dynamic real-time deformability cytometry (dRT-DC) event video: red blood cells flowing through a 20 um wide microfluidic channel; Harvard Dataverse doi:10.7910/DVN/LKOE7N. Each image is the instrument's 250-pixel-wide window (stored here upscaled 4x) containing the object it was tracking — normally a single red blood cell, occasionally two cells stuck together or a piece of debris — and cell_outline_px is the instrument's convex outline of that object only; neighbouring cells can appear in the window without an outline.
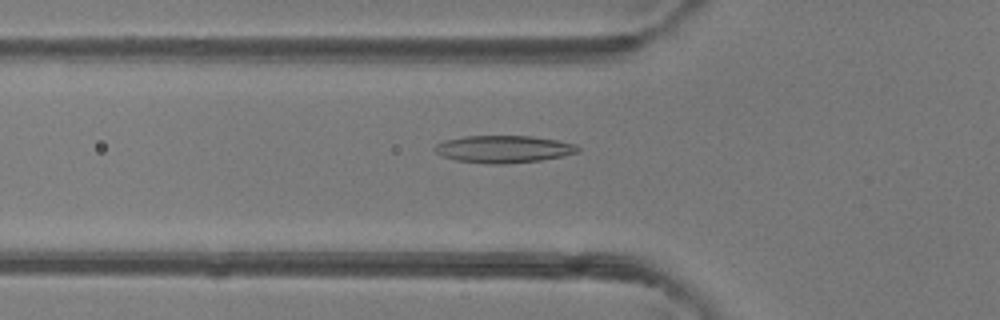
{"species": "common noctule bat (a hibernating species)", "species_latin": "Nyctalus noctula", "temperature_condition": "room temperature", "stored_images_in_passage": 48, "camera_frame_rate_fps": 3000, "um_per_image_px": 0.085, "animal": {"sex": "female"}, "frame": {"image": 1, "passage_image": 17, "time_ms": 5.333, "image_size_px": [1000, 320], "cell_outline_px": [[580, 152], [540, 160], [504, 164], [488, 164], [456, 160], [440, 156], [432, 148], [436, 144], [444, 140], [464, 136], [532, 136], [556, 140], [576, 144], [580, 148]], "centroid_in_image_um": [42.77, 12.67], "position_along_channel_um": 83.0, "area_um2": 22.83}}
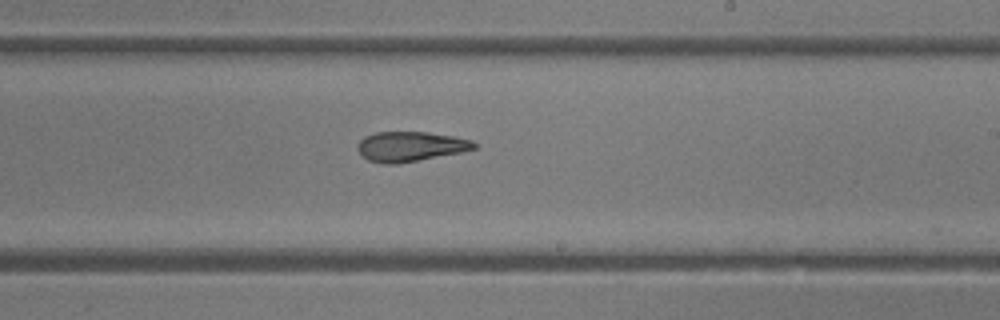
{"frame": {"image": 2, "passage_image": 29, "time_ms": 9.333, "image_size_px": [1000, 320], "cell_outline_px": [[476, 148], [460, 152], [396, 164], [384, 164], [368, 160], [356, 148], [356, 144], [364, 136], [376, 132], [428, 132], [456, 136], [472, 140], [476, 144]], "centroid_in_image_um": [34.86, 12.44], "position_along_channel_um": 254.1, "area_um2": 20.23}}
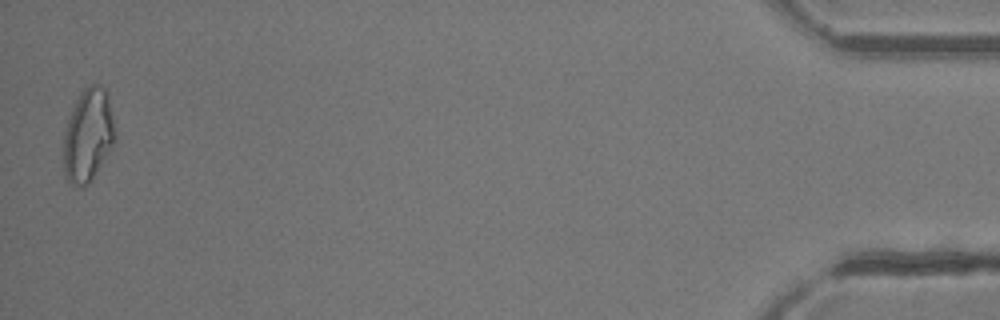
{"frame": {"image": 3, "passage_image": 48, "time_ms": 15.667, "image_size_px": [1000, 320], "cell_outline_px": [[116, 140], [92, 180], [84, 188], [68, 180], [64, 172], [64, 132], [68, 120], [76, 100], [80, 92], [84, 88], [92, 84], [100, 84], [104, 88], [108, 96], [116, 136]], "centroid_in_image_um": [7.5, 11.5], "position_along_channel_um": 427.7, "area_um2": 27.69}, "authors_computed_cell_mechanics": {"area_um2": 22.1952, "velocity_mm_per_s": 4.257, "shape_relaxation_time_tau1_ms": null, "shape_relaxation_time_tau2_ms": 2.281, "deformation_change_tau1": null, "deformation_change_tau2": 0.112}}